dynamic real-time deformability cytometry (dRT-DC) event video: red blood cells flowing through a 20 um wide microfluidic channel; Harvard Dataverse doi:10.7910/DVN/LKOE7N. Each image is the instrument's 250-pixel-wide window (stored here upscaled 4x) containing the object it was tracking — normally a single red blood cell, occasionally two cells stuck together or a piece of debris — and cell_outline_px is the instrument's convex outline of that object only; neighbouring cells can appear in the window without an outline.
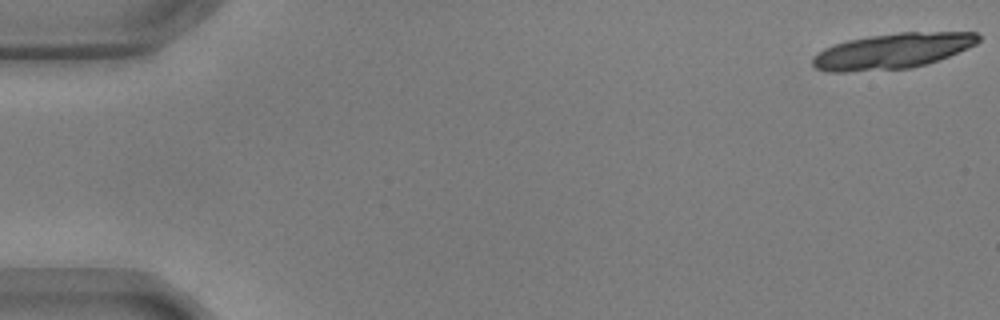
{"species": "common noctule bat (a hibernating species)", "species_latin": "Nyctalus noctula", "temperature_condition": "warm", "stored_images_in_passage": 19, "camera_frame_rate_fps": 3000, "um_per_image_px": 0.085, "animal": {"sex": "male", "body_mass_g": 17.9, "forearm_length_mm": 54.2}, "frame": {"image": 1, "passage_image": 1, "time_ms": 0.0, "image_size_px": [1000, 320], "cell_outline_px": [[980, 40], [976, 44], [968, 48], [948, 56], [912, 68], [844, 72], [828, 72], [816, 68], [812, 64], [812, 56], [824, 48], [848, 40], [868, 36], [900, 32], [976, 32], [980, 36]], "centroid_in_image_um": [75.84, 4.33], "position_along_channel_um": 9.2, "area_um2": 34.16}}